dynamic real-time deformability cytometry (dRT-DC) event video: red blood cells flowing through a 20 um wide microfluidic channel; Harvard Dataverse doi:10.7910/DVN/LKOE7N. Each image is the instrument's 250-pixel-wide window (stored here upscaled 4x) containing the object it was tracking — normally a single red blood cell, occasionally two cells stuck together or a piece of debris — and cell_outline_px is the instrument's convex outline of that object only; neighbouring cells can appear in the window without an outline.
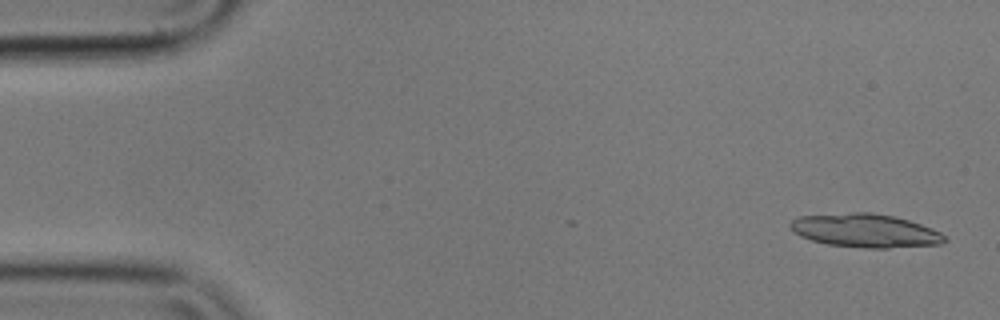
{"species": "common noctule bat (a hibernating species)", "species_latin": "Nyctalus noctula", "temperature_condition": "cold", "stored_images_in_passage": 56, "segment_of_instrument_passage": [1, 2], "camera_frame_rate_fps": 3000, "um_per_image_px": 0.085, "animal": {"sex": "male", "body_mass_g": 17.9}, "frame": {"image": 1, "passage_image": 2, "time_ms": 0.333, "image_size_px": [1000, 320], "cell_outline_px": [[948, 240], [940, 244], [888, 248], [864, 248], [828, 244], [812, 240], [800, 236], [788, 224], [792, 220], [800, 216], [852, 212], [872, 212], [896, 216], [932, 228], [940, 232]], "centroid_in_image_um": [73.57, 19.59], "position_along_channel_um": 11.4, "area_um2": 30.11}}